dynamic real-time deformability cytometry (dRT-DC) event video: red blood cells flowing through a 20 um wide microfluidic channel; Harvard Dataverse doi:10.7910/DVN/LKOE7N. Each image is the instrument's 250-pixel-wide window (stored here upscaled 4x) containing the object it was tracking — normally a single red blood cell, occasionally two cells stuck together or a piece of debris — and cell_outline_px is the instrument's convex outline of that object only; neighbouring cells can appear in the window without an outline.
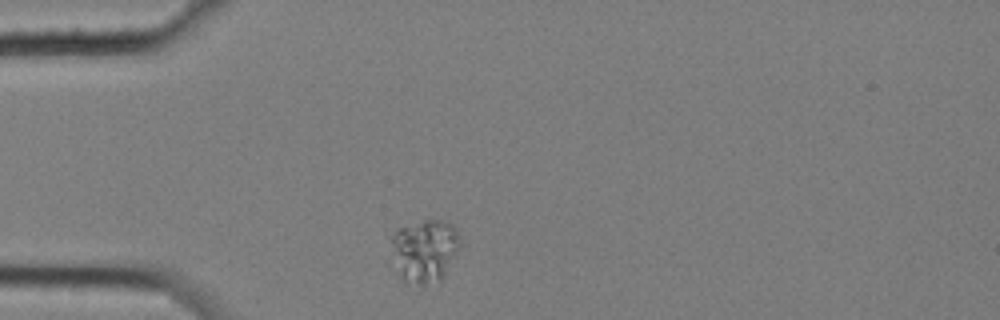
{"species": "common noctule bat (a hibernating species)", "species_latin": "Nyctalus noctula", "temperature_condition": "cold", "stored_images_in_passage": 3, "camera_frame_rate_fps": 3000, "um_per_image_px": 0.085, "animal": {"sex": "female", "body_mass_g": 25.1}, "frame": {"image": 1, "passage_image": 1, "time_ms": 0.0, "image_size_px": [1000, 320], "cell_outline_px": [[460, 244], [444, 276], [440, 280], [424, 284], [420, 284], [404, 280], [396, 276], [384, 232], [384, 228], [424, 220], [448, 220], [456, 228], [460, 240]], "centroid_in_image_um": [35.9, 21.21], "position_along_channel_um": 49.1, "area_um2": 26.99}}
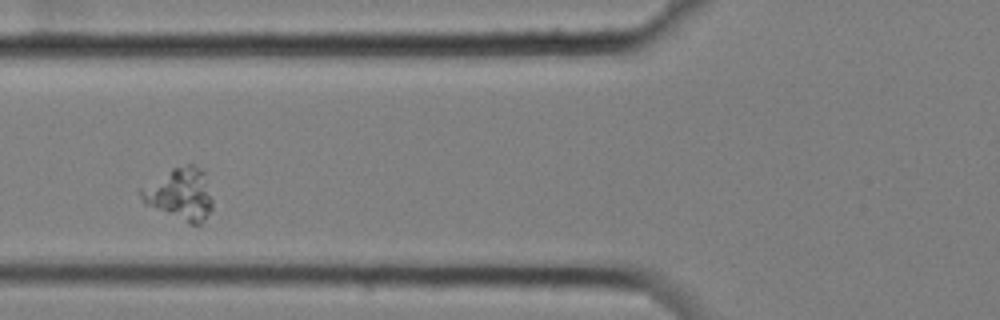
{"frame": {"image": 2, "passage_image": 3, "time_ms": 0.667, "image_size_px": [1000, 320], "cell_outline_px": [[212, 208], [204, 220], [200, 224], [188, 224], [144, 204], [140, 196], [140, 188], [172, 168], [188, 164], [192, 164], [204, 172], [212, 200]], "centroid_in_image_um": [15.29, 16.52], "position_along_channel_um": 110.5, "area_um2": 21.62}}